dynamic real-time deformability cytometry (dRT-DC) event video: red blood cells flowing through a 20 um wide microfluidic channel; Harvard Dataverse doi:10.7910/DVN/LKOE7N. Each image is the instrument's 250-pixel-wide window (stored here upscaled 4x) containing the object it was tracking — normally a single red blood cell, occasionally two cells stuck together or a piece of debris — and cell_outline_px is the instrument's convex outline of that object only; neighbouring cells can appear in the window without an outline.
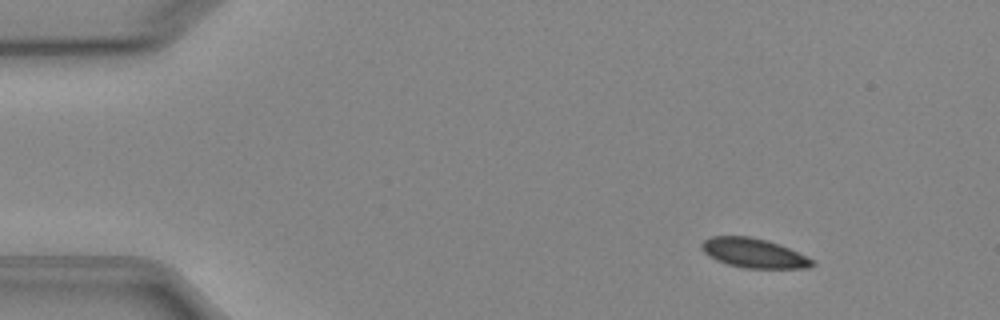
{"species": "Egyptian fruit bat (a non-hibernating species)", "species_latin": "Rousettus aegyptiacus", "temperature_condition": "cold", "stored_images_in_passage": 5, "segment_of_instrument_passage": [2, 2], "camera_frame_rate_fps": 3000, "um_per_image_px": 0.085, "animal": {"sex": "female"}, "frame": {"image": 1, "passage_image": 5, "time_ms": 6.0, "image_size_px": [1000, 320], "cell_outline_px": [[816, 264], [812, 268], [744, 268], [728, 264], [716, 260], [708, 256], [700, 248], [700, 244], [704, 240], [712, 236], [748, 236], [768, 240], [780, 244], [816, 260]], "centroid_in_image_um": [64.1, 21.51], "position_along_channel_um": 20.9, "area_um2": 19.25}}